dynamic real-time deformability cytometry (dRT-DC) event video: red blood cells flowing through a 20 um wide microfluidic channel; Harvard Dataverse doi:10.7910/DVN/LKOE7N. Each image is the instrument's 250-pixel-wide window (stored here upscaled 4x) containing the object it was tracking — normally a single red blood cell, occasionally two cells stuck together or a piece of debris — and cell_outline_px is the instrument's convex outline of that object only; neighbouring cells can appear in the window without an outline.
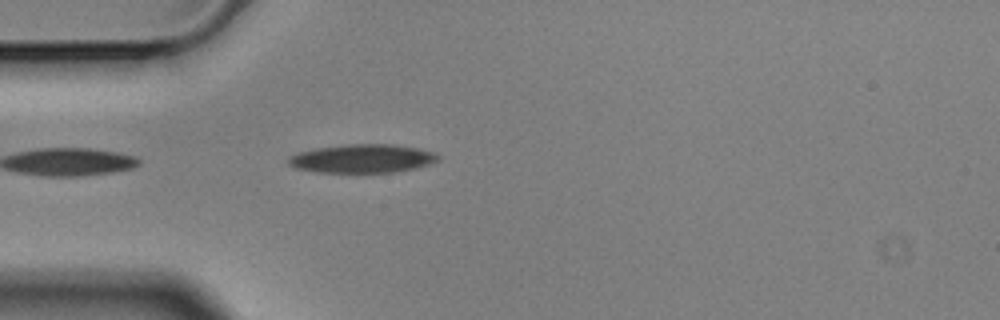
{"species": "Egyptian fruit bat (a non-hibernating species)", "species_latin": "Rousettus aegyptiacus", "temperature_condition": "cold", "stored_images_in_passage": 3, "camera_frame_rate_fps": 3000, "um_per_image_px": 0.085, "animal": {"sex": "male"}, "frame": {"image": 1, "passage_image": 3, "time_ms": 0.667, "image_size_px": [1000, 320], "cell_outline_px": [[440, 160], [416, 168], [392, 172], [316, 172], [296, 168], [288, 164], [288, 156], [296, 152], [312, 148], [348, 144], [392, 144], [420, 148], [436, 152], [440, 156]], "centroid_in_image_um": [30.79, 13.46], "position_along_channel_um": 54.2, "area_um2": 25.2}}